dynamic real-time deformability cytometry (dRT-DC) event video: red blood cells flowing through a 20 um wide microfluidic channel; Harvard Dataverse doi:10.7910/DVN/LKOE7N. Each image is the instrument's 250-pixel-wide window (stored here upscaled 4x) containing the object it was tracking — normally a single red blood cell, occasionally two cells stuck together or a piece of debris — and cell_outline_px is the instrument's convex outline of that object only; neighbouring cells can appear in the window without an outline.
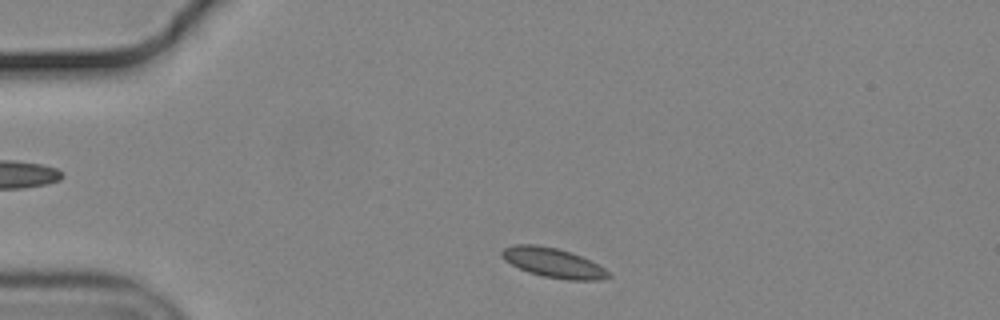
{"species": "common noctule bat (a hibernating species)", "species_latin": "Nyctalus noctula", "temperature_condition": "cold", "stored_images_in_passage": 47, "camera_frame_rate_fps": 3000, "um_per_image_px": 0.085, "animal": {"sex": "male", "body_mass_g": 19.2, "forearm_length_mm": 51.8}, "frame": {"image": 1, "passage_image": 3, "time_ms": 0.667, "image_size_px": [1000, 320], "cell_outline_px": [[612, 276], [600, 280], [568, 280], [544, 276], [528, 272], [504, 260], [500, 256], [500, 252], [504, 248], [512, 244], [536, 244], [556, 248], [572, 252], [604, 268]], "centroid_in_image_um": [46.98, 22.32], "position_along_channel_um": 38.0, "area_um2": 18.26}}
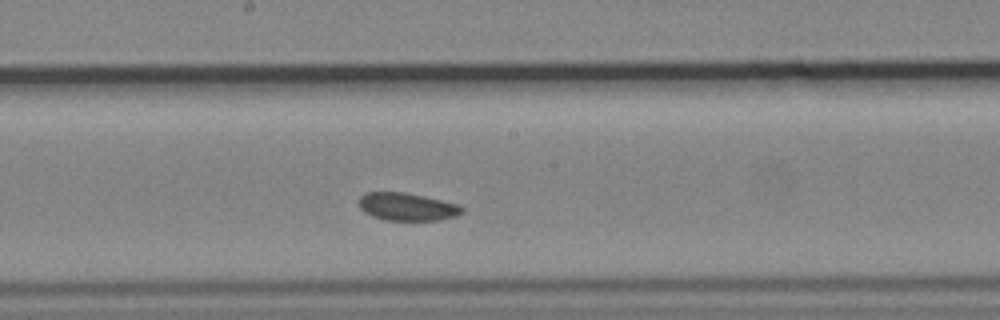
{"frame": {"image": 2, "passage_image": 21, "time_ms": 6.667, "image_size_px": [1000, 320], "cell_outline_px": [[464, 212], [456, 216], [440, 220], [384, 220], [372, 216], [364, 212], [360, 208], [360, 196], [364, 192], [404, 192], [424, 196], [456, 204], [464, 208]], "centroid_in_image_um": [34.59, 17.57], "position_along_channel_um": 213.6, "area_um2": 16.65}}
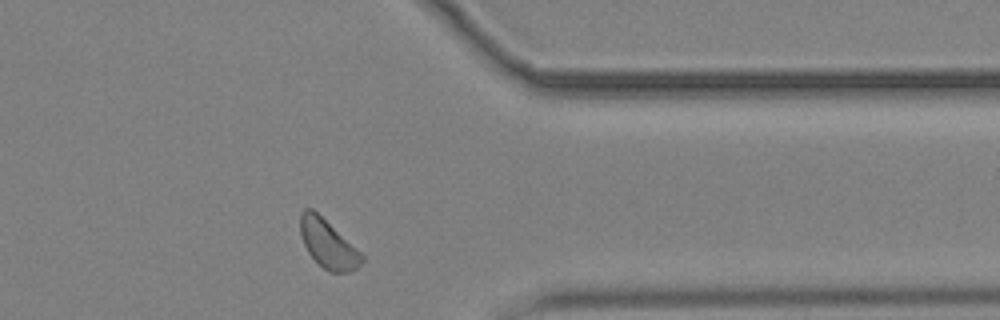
{"frame": {"image": 3, "passage_image": 36, "time_ms": 11.667, "image_size_px": [1000, 320], "cell_outline_px": [[364, 260], [356, 268], [348, 272], [328, 272], [308, 252], [300, 236], [300, 212], [304, 208], [312, 208], [356, 248], [364, 256]], "centroid_in_image_um": [27.85, 20.72], "position_along_channel_um": 383.5, "area_um2": 16.99}}